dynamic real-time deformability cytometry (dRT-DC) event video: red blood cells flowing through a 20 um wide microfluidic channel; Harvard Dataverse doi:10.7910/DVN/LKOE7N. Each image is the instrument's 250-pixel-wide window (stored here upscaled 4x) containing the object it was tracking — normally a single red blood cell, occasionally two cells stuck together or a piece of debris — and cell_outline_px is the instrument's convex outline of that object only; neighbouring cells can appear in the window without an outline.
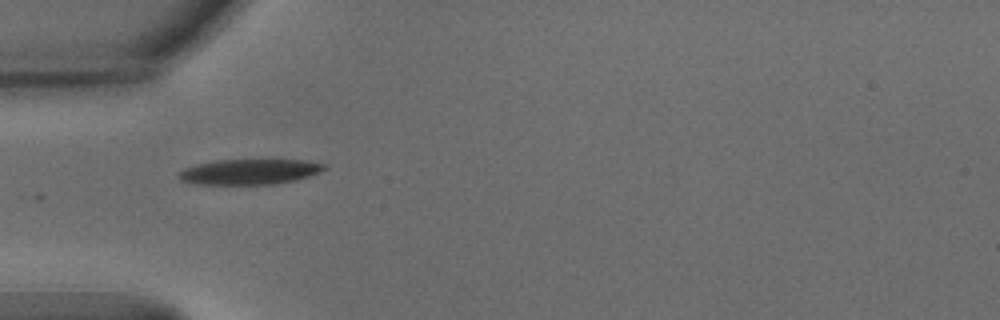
{"species": "common noctule bat (a hibernating species)", "species_latin": "Nyctalus noctula", "temperature_condition": "warm", "stored_images_in_passage": 6, "camera_frame_rate_fps": 3000, "um_per_image_px": 0.085, "animal": {"sex": "male", "body_mass_g": 15.6}, "frame": {"image": 1, "passage_image": 1, "time_ms": 0.0, "image_size_px": [1000, 320], "cell_outline_px": [[328, 168], [308, 176], [296, 180], [276, 184], [188, 184], [180, 180], [176, 176], [184, 168], [196, 164], [216, 160], [300, 160], [324, 164]], "centroid_in_image_um": [21.14, 14.61], "position_along_channel_um": 63.9, "area_um2": 21.5}}
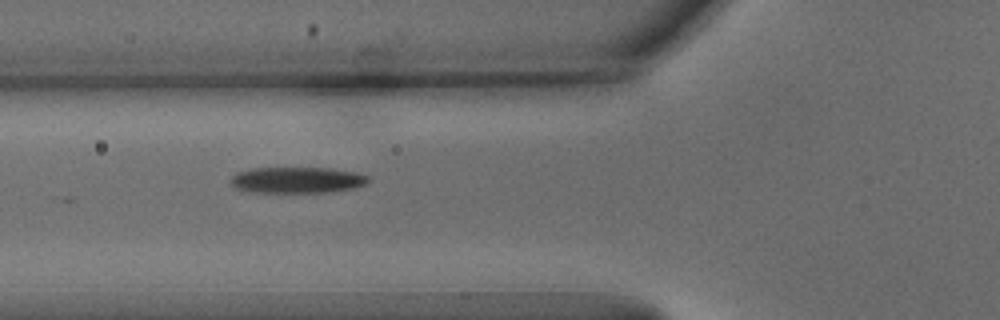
{"frame": {"image": 2, "passage_image": 4, "time_ms": 1.0, "image_size_px": [1000, 320], "cell_outline_px": [[368, 180], [364, 184], [356, 188], [324, 192], [252, 192], [236, 188], [228, 180], [236, 172], [252, 168], [332, 168], [356, 172], [368, 176]], "centroid_in_image_um": [25.22, 15.29], "position_along_channel_um": 100.6, "area_um2": 20.92}}